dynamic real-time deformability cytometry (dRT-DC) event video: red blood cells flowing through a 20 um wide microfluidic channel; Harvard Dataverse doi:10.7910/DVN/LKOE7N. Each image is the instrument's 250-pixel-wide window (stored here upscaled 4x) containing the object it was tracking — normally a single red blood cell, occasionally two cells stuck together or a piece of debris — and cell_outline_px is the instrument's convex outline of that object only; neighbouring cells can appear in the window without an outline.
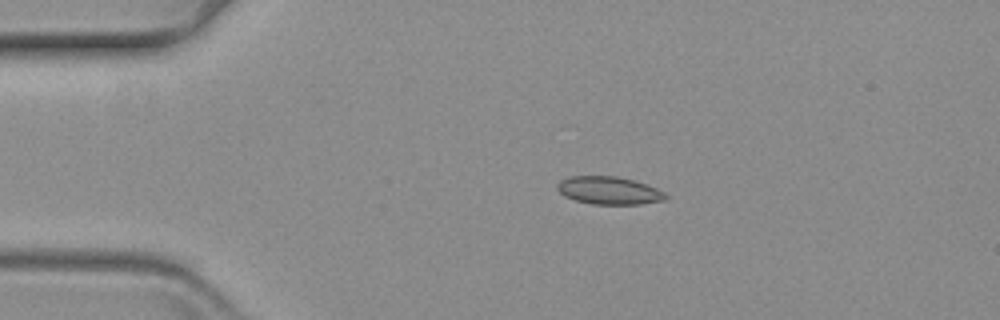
{"species": "common noctule bat (a hibernating species)", "species_latin": "Nyctalus noctula", "temperature_condition": "warm", "stored_images_in_passage": 49, "camera_frame_rate_fps": 3000, "um_per_image_px": 0.085, "animal": {"sex": "female", "body_mass_g": 19.3, "forearm_length_mm": 54.1}, "frame": {"image": 1, "passage_image": 1, "time_ms": 0.0, "image_size_px": [1000, 320], "cell_outline_px": [[668, 196], [664, 200], [640, 204], [592, 204], [576, 200], [564, 196], [556, 188], [556, 184], [560, 180], [568, 176], [616, 176], [632, 180], [656, 188], [664, 192]], "centroid_in_image_um": [51.72, 16.19], "position_along_channel_um": 33.3, "area_um2": 17.46}}
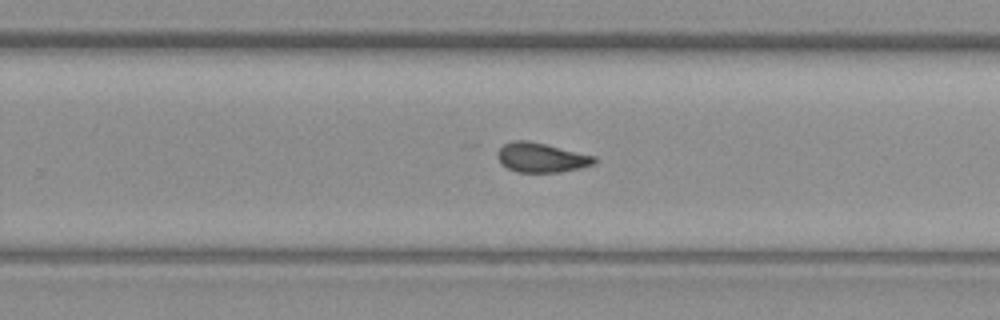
{"frame": {"image": 2, "passage_image": 27, "time_ms": 8.667, "image_size_px": [1000, 320], "cell_outline_px": [[596, 160], [592, 164], [580, 168], [560, 172], [516, 172], [500, 164], [496, 156], [496, 152], [504, 144], [516, 140], [528, 140], [596, 156]], "centroid_in_image_um": [45.97, 13.39], "position_along_channel_um": 283.8, "area_um2": 16.65}}
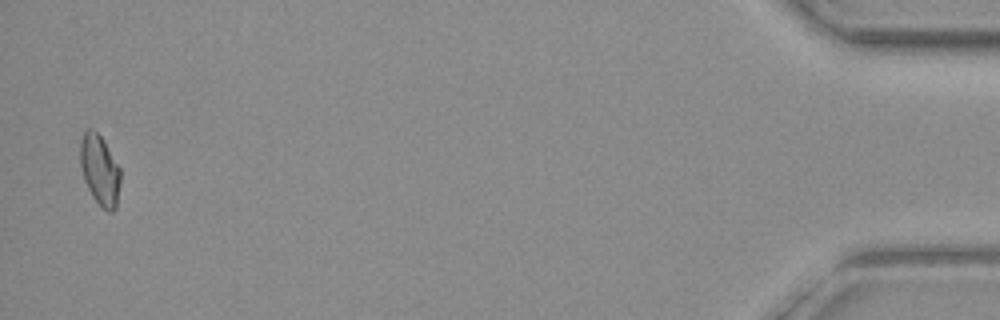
{"frame": {"image": 3, "passage_image": 48, "time_ms": 15.667, "image_size_px": [1000, 320], "cell_outline_px": [[120, 184], [116, 208], [112, 212], [108, 212], [100, 208], [92, 196], [84, 180], [80, 164], [80, 144], [84, 132], [88, 128], [92, 128], [104, 140], [120, 168]], "centroid_in_image_um": [8.49, 14.48], "position_along_channel_um": 426.7, "area_um2": 16.65}}